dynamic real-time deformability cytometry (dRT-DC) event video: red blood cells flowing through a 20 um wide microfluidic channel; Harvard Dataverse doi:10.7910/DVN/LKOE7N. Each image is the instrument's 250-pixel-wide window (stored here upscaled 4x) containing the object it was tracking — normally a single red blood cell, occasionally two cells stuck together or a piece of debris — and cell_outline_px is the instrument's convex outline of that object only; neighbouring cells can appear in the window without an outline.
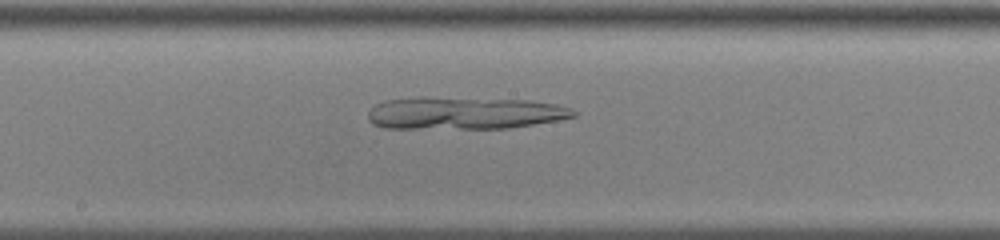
{"species": "common noctule bat (a hibernating species)", "species_latin": "Nyctalus noctula", "temperature_condition": "cold", "stored_images_in_passage": 38, "camera_frame_rate_fps": 3000, "um_per_image_px": 0.085, "animal": {"sex": "male", "body_mass_g": 13.0, "forearm_length_mm": 53.1}, "frame": {"image": 1, "passage_image": 13, "time_ms": 4.0, "image_size_px": [1000, 240], "cell_outline_px": [[576, 116], [560, 120], [508, 128], [384, 128], [372, 124], [368, 120], [368, 112], [376, 104], [384, 100], [420, 96], [424, 96], [528, 100], [556, 104], [572, 108], [576, 112]], "centroid_in_image_um": [39.45, 9.6], "position_along_channel_um": 208.7, "area_um2": 39.25}}
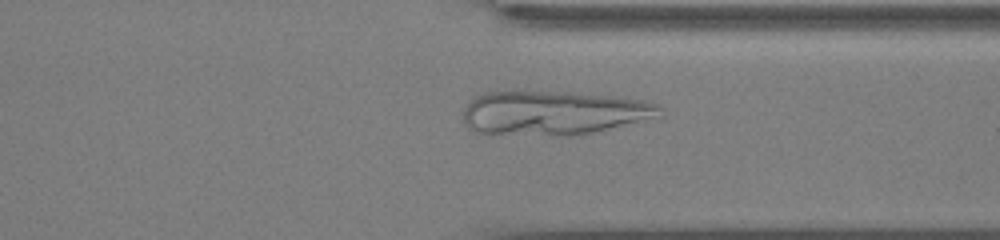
{"frame": {"image": 2, "passage_image": 26, "time_ms": 8.333, "image_size_px": [1000, 240], "cell_outline_px": [[664, 116], [592, 132], [564, 136], [552, 136], [476, 132], [468, 128], [464, 124], [464, 108], [480, 92], [572, 92], [612, 96], [640, 100], [660, 104], [664, 108]], "centroid_in_image_um": [47.1, 9.6], "position_along_channel_um": 364.3, "area_um2": 50.63}}
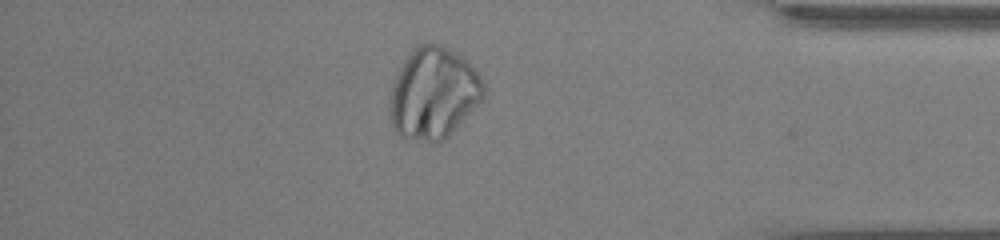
{"frame": {"image": 3, "passage_image": 31, "time_ms": 10.0, "image_size_px": [1000, 240], "cell_outline_px": [[484, 96], [452, 132], [444, 140], [436, 144], [400, 136], [392, 128], [388, 116], [388, 100], [392, 80], [408, 52], [416, 44], [440, 44], [448, 48], [460, 56], [476, 68], [484, 80]], "centroid_in_image_um": [36.78, 7.93], "position_along_channel_um": 398.4, "area_um2": 50.75}}